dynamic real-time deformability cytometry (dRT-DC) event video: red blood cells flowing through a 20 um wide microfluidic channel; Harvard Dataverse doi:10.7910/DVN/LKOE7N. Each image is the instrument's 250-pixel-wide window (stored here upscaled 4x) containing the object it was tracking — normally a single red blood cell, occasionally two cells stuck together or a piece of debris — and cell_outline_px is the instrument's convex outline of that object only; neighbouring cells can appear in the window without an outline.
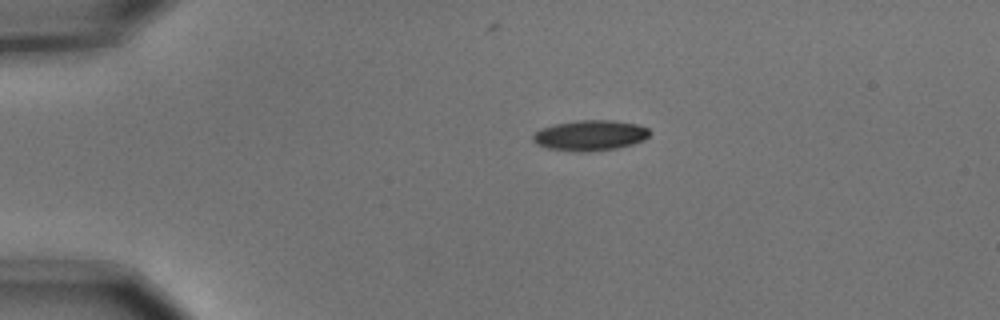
{"species": "common noctule bat (a hibernating species)", "species_latin": "Nyctalus noctula", "temperature_condition": "cold", "stored_images_in_passage": 5, "camera_frame_rate_fps": 3000, "um_per_image_px": 0.085, "animal": {"sex": "male", "body_mass_g": 15.6}, "frame": {"image": 1, "passage_image": 5, "time_ms": 1.333, "image_size_px": [1000, 320], "cell_outline_px": [[652, 132], [644, 140], [632, 144], [616, 148], [588, 152], [576, 152], [544, 148], [536, 144], [532, 140], [532, 136], [540, 128], [556, 124], [576, 120], [612, 120], [636, 124], [648, 128]], "centroid_in_image_um": [50.13, 11.51], "position_along_channel_um": 34.9, "area_um2": 20.92}}